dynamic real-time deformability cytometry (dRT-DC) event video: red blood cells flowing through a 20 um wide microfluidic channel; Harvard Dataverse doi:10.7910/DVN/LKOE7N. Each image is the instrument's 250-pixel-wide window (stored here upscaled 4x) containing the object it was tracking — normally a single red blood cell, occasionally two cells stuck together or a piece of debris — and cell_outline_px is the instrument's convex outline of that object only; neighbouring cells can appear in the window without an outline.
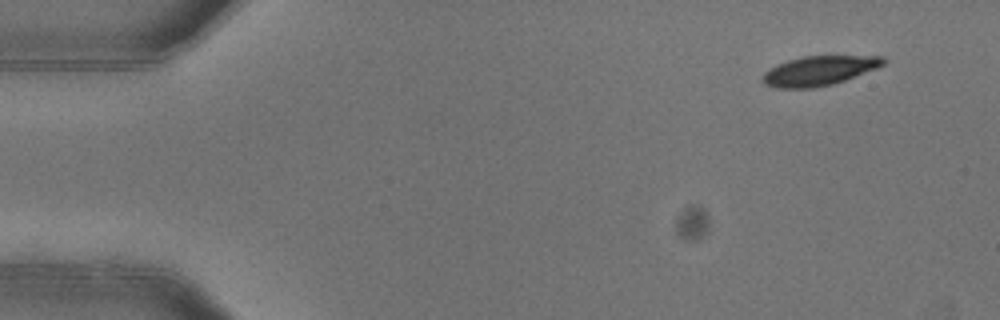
{"species": "common noctule bat (a hibernating species)", "species_latin": "Nyctalus noctula", "temperature_condition": "warm", "stored_images_in_passage": 4, "camera_frame_rate_fps": 3000, "um_per_image_px": 0.085, "animal": {"sex": "female"}, "frame": {"image": 1, "passage_image": 1, "time_ms": 0.0, "image_size_px": [1000, 320], "cell_outline_px": [[884, 64], [876, 68], [844, 80], [832, 84], [812, 88], [776, 88], [764, 84], [760, 80], [760, 76], [768, 68], [776, 64], [788, 60], [804, 56], [884, 56]], "centroid_in_image_um": [69.53, 6.01], "position_along_channel_um": 15.5, "area_um2": 20.75}}
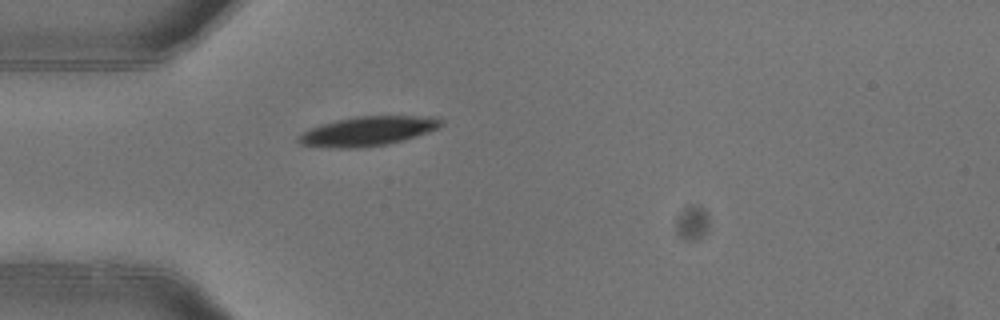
{"frame": {"image": 2, "passage_image": 4, "time_ms": 1.0, "image_size_px": [1000, 320], "cell_outline_px": [[444, 124], [440, 128], [416, 136], [388, 144], [356, 148], [328, 148], [300, 144], [296, 140], [296, 136], [300, 132], [308, 128], [336, 120], [356, 116], [436, 116], [444, 120]], "centroid_in_image_um": [31.25, 11.14], "position_along_channel_um": 53.8, "area_um2": 24.8}}